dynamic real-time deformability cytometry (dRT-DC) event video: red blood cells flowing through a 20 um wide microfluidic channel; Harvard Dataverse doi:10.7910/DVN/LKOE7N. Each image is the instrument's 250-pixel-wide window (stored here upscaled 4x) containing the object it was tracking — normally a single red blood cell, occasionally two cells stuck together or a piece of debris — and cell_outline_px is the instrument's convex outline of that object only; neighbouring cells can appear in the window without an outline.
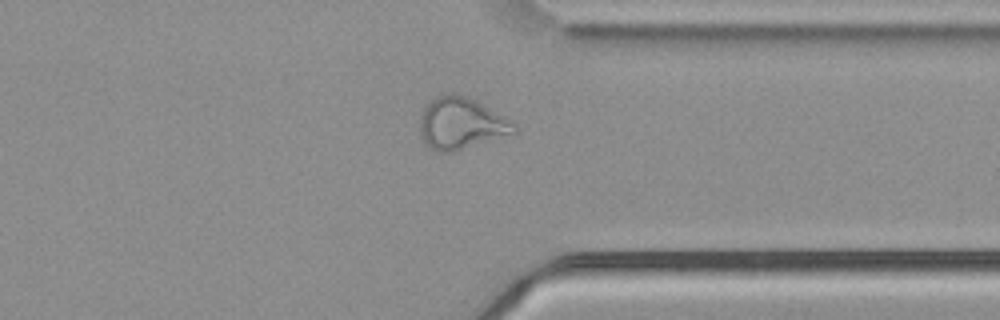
{"species": "common noctule bat (a hibernating species)", "species_latin": "Nyctalus noctula", "temperature_condition": "cold", "stored_images_in_passage": 52, "camera_frame_rate_fps": 3000, "um_per_image_px": 0.085, "animal": {"sex": "male", "body_mass_g": 21.5, "forearm_length_mm": 52.0}, "frame": {"image": 1, "passage_image": 40, "time_ms": 13.0, "image_size_px": [1000, 320], "cell_outline_px": [[520, 128], [516, 136], [448, 152], [440, 152], [432, 148], [424, 140], [420, 132], [420, 116], [424, 108], [436, 96], [452, 92], [456, 92], [468, 96], [476, 100], [504, 116], [516, 124]], "centroid_in_image_um": [39.3, 10.49], "position_along_channel_um": 372.1, "area_um2": 28.96}}
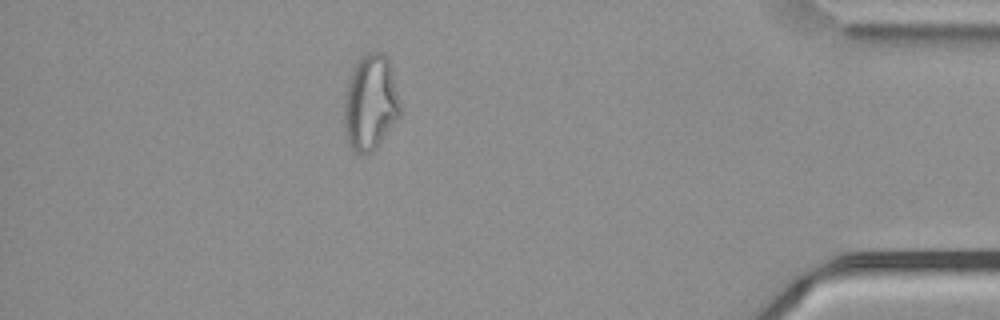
{"frame": {"image": 2, "passage_image": 46, "time_ms": 15.0, "image_size_px": [1000, 320], "cell_outline_px": [[400, 116], [372, 152], [364, 156], [352, 152], [348, 144], [344, 132], [344, 96], [348, 80], [352, 68], [360, 56], [364, 52], [376, 48], [384, 52], [388, 56], [400, 104]], "centroid_in_image_um": [31.45, 8.69], "position_along_channel_um": 403.7, "area_um2": 32.08}}